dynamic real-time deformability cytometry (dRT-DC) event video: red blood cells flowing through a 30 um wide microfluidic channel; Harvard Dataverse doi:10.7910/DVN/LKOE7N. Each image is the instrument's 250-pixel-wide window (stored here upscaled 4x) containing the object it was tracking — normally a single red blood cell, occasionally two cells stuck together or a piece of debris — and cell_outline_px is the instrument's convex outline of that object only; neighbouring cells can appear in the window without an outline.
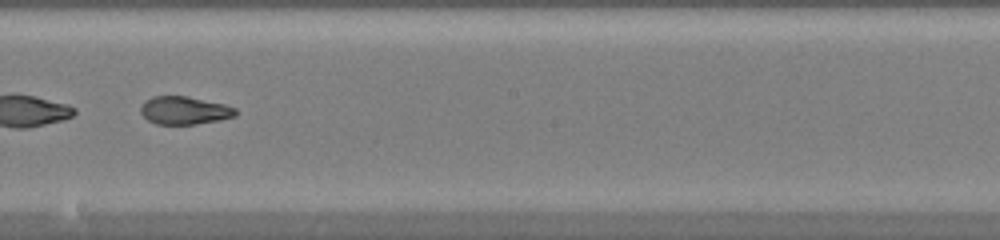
{"species": "common noctule bat (a hibernating species)", "species_latin": "Nyctalus noctula", "temperature_condition": "warm", "stored_images_in_passage": 51, "camera_frame_rate_fps": 3000, "um_per_image_px": 0.085, "animal": {"sex": "female", "body_mass_g": 20.0, "forearm_length_mm": 54.0}, "frame": {"image": 1, "passage_image": 30, "time_ms": 9.667, "image_size_px": [1000, 240], "cell_outline_px": [[236, 116], [220, 120], [196, 124], [156, 124], [148, 120], [140, 112], [140, 108], [144, 100], [152, 96], [188, 96], [224, 104], [236, 108]], "centroid_in_image_um": [15.66, 9.38], "position_along_channel_um": 232.5, "area_um2": 15.55}, "authors_computed_cell_mechanics": {"area_um2": 19.5364, "velocity_mm_per_s": 4.0303, "shape_relaxation_time_tau1_ms": null, "shape_relaxation_time_tau2_ms": 1.555, "deformation_change_tau1": null, "deformation_change_tau2": 0.0751}}